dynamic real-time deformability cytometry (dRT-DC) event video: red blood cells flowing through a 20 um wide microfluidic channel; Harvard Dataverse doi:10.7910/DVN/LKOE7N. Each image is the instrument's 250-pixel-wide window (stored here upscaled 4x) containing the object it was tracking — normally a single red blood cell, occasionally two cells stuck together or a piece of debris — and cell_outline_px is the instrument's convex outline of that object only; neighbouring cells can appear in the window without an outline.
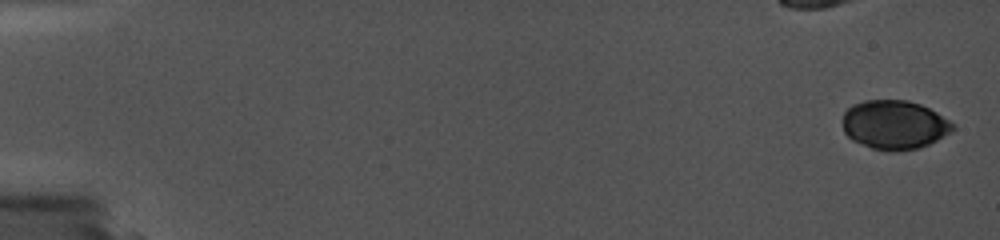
{"species": "common noctule bat (a hibernating species)", "species_latin": "Nyctalus noctula", "temperature_condition": "cold", "stored_images_in_passage": 53, "camera_frame_rate_fps": 5000, "um_per_image_px": 0.085, "animal": {"sex": "female", "body_mass_g": 19.0, "forearm_length_mm": 56.7}, "frame": {"image": 1, "passage_image": 1, "time_ms": 0.0, "image_size_px": [1000, 240], "cell_outline_px": [[956, 128], [936, 140], [928, 144], [916, 148], [872, 148], [852, 140], [844, 132], [844, 112], [852, 104], [864, 100], [908, 100], [920, 104], [936, 112], [956, 124]], "centroid_in_image_um": [76.02, 10.55], "position_along_channel_um": 9.0, "area_um2": 30.69}}
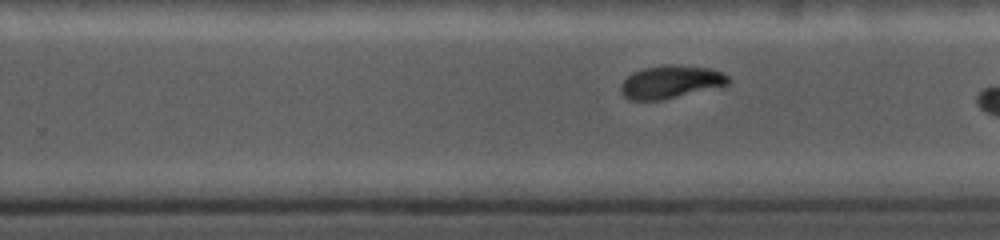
{"frame": {"image": 2, "passage_image": 40, "time_ms": 11.0, "image_size_px": [1000, 240], "cell_outline_px": [[732, 80], [724, 88], [664, 100], [628, 100], [620, 92], [620, 84], [632, 72], [644, 68], [672, 64], [708, 68], [724, 72]], "centroid_in_image_um": [57.09, 6.99], "position_along_channel_um": 272.7, "area_um2": 21.33}}
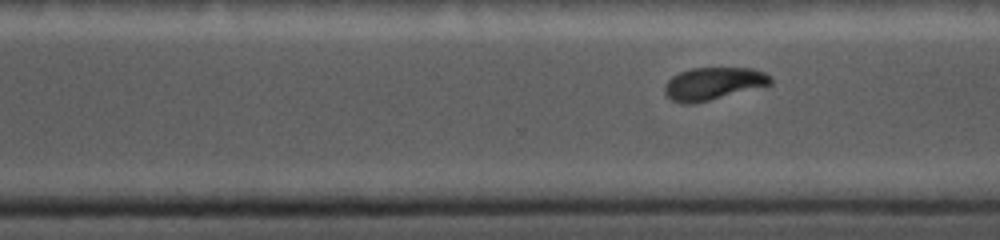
{"frame": {"image": 3, "passage_image": 45, "time_ms": 12.0, "image_size_px": [1000, 240], "cell_outline_px": [[772, 84], [692, 104], [684, 104], [672, 100], [664, 92], [664, 84], [672, 76], [680, 72], [692, 68], [752, 68], [764, 72], [772, 76]], "centroid_in_image_um": [60.62, 7.09], "position_along_channel_um": 310.0, "area_um2": 19.94}}